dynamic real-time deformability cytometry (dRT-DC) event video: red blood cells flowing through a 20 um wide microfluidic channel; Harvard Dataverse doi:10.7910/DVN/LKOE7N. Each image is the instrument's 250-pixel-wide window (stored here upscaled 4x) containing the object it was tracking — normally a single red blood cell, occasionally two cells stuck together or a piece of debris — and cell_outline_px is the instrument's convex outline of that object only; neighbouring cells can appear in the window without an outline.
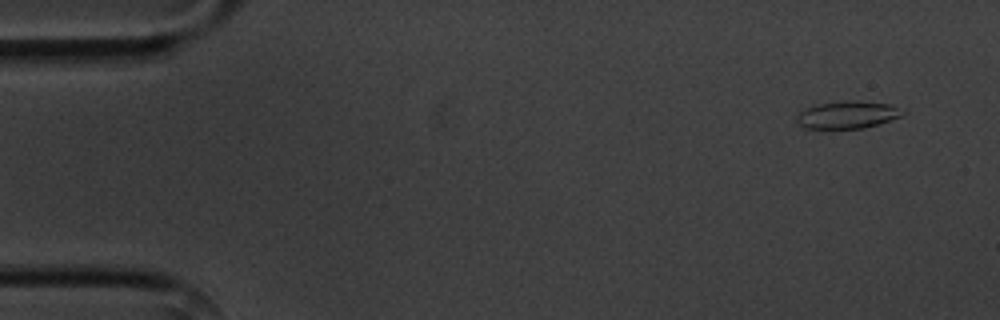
{"species": "common noctule bat (a hibernating species)", "species_latin": "Nyctalus noctula", "temperature_condition": "cold", "stored_images_in_passage": 5, "camera_frame_rate_fps": 3000, "um_per_image_px": 0.085, "animal": {"sex": "male", "body_mass_g": 20.1, "forearm_length_mm": 53.5}, "frame": {"image": 1, "passage_image": 1, "time_ms": 0.0, "image_size_px": [1000, 320], "cell_outline_px": [[904, 112], [900, 116], [864, 128], [804, 128], [796, 120], [796, 116], [804, 108], [816, 104], [844, 100], [856, 100], [892, 104]], "centroid_in_image_um": [71.99, 9.73], "position_along_channel_um": 13.0, "area_um2": 16.82}}
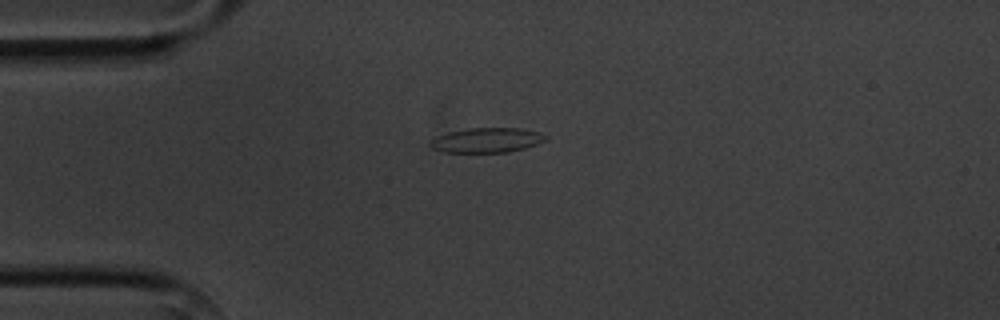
{"frame": {"image": 2, "passage_image": 4, "time_ms": 3.333, "image_size_px": [1000, 320], "cell_outline_px": [[548, 136], [544, 140], [536, 144], [524, 148], [508, 152], [444, 152], [432, 148], [428, 144], [428, 140], [436, 136], [448, 132], [468, 128], [520, 128], [536, 132]], "centroid_in_image_um": [41.3, 11.91], "position_along_channel_um": 43.7, "area_um2": 16.59}}